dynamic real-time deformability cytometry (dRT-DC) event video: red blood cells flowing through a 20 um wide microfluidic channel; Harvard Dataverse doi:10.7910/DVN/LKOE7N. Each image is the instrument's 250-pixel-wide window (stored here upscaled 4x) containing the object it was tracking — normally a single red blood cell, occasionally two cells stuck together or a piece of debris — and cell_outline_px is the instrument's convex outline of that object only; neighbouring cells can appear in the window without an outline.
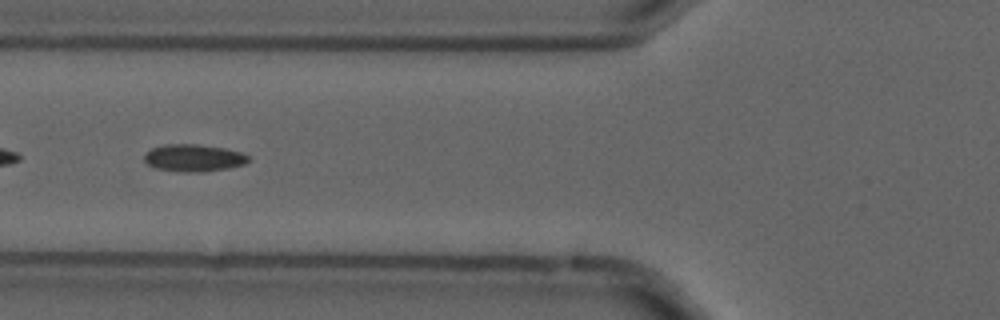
{"species": "common noctule bat (a hibernating species)", "species_latin": "Nyctalus noctula", "temperature_condition": "cold", "stored_images_in_passage": 31, "camera_frame_rate_fps": 3000, "um_per_image_px": 0.085, "animal": {"sex": "male", "forearm_length_mm": 52.5}, "frame": {"image": 1, "passage_image": 5, "time_ms": 1.333, "image_size_px": [1000, 320], "cell_outline_px": [[252, 160], [244, 164], [228, 168], [204, 172], [180, 172], [156, 168], [148, 164], [144, 160], [144, 156], [152, 148], [164, 144], [200, 144], [224, 148], [240, 152], [248, 156]], "centroid_in_image_um": [16.48, 13.42], "position_along_channel_um": 109.3, "area_um2": 16.59}}
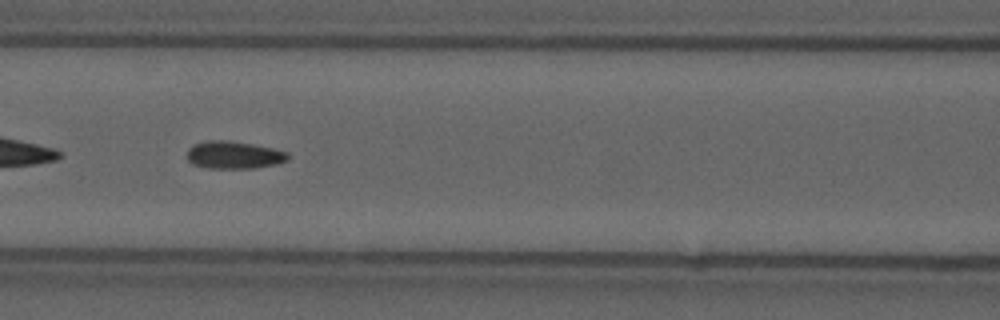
{"frame": {"image": 2, "passage_image": 8, "time_ms": 2.333, "image_size_px": [1000, 320], "cell_outline_px": [[288, 160], [276, 164], [256, 168], [208, 168], [192, 164], [188, 160], [188, 148], [192, 144], [208, 140], [228, 140], [252, 144], [272, 148], [288, 152]], "centroid_in_image_um": [19.86, 13.17], "position_along_channel_um": 146.7, "area_um2": 16.24}, "authors_computed_cell_mechanics": {"area_um2": 15.4326, "velocity_mm_per_s": 3.6979, "shape_relaxation_time_tau1_ms": null, "shape_relaxation_time_tau2_ms": 2.2512, "deformation_change_tau1": null, "deformation_change_tau2": 0.0884}}